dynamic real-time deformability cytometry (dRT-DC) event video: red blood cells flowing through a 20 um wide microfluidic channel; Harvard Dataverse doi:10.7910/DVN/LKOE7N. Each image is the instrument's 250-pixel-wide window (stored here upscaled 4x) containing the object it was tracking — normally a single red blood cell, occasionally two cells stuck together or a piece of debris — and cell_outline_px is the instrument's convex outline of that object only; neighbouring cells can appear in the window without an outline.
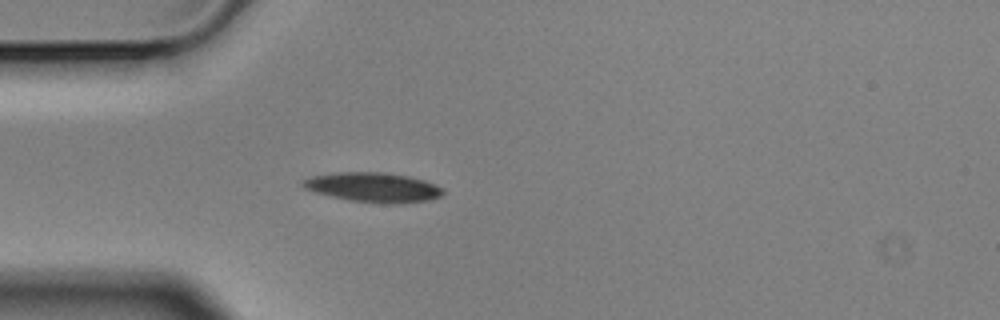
{"species": "Egyptian fruit bat (a non-hibernating species)", "species_latin": "Rousettus aegyptiacus", "temperature_condition": "cold", "stored_images_in_passage": 4, "camera_frame_rate_fps": 3000, "um_per_image_px": 0.085, "animal": {"sex": "male"}, "frame": {"image": 1, "passage_image": 4, "time_ms": 1.0, "image_size_px": [1000, 320], "cell_outline_px": [[444, 192], [440, 196], [428, 200], [400, 204], [388, 204], [348, 200], [316, 192], [304, 188], [300, 184], [304, 180], [312, 176], [336, 172], [384, 172], [408, 176], [424, 180], [444, 188]], "centroid_in_image_um": [31.75, 15.92], "position_along_channel_um": 53.3, "area_um2": 24.16}}